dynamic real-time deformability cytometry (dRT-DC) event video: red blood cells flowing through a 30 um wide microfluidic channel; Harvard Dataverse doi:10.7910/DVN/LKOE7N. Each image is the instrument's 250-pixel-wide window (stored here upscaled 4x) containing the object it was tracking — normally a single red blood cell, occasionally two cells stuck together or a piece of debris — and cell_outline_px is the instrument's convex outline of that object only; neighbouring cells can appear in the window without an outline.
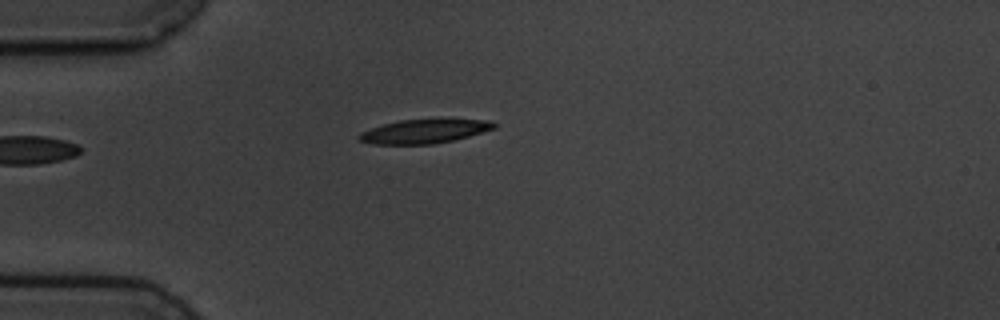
{"species": "common noctule bat (a hibernating species)", "species_latin": "Nyctalus noctula", "temperature_condition": "cold", "stored_images_in_passage": 5, "camera_frame_rate_fps": 3000, "um_per_image_px": 0.085, "animal": {"sex": "male", "body_mass_g": 19.5, "forearm_length_mm": 54.6}, "frame": {"image": 1, "passage_image": 5, "time_ms": 4.333, "image_size_px": [1000, 320], "cell_outline_px": [[496, 128], [468, 136], [452, 140], [432, 144], [372, 144], [360, 140], [356, 136], [360, 132], [384, 124], [400, 120], [488, 120], [496, 124]], "centroid_in_image_um": [36.02, 11.17], "position_along_channel_um": 49.0, "area_um2": 18.38}}